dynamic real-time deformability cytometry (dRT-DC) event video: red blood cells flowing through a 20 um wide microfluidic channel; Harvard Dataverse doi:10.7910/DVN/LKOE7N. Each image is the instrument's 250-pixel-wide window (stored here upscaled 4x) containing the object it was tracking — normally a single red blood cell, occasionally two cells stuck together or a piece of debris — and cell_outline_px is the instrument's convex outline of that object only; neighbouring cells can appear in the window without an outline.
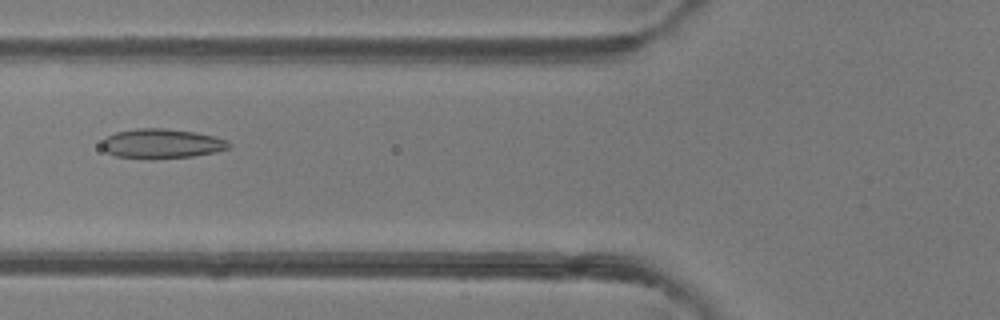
{"species": "common noctule bat (a hibernating species)", "species_latin": "Nyctalus noctula", "temperature_condition": "room temperature", "stored_images_in_passage": 46, "camera_frame_rate_fps": 3000, "um_per_image_px": 0.085, "animal": {"sex": "female"}, "frame": {"image": 1, "passage_image": 19, "time_ms": 6.0, "image_size_px": [1000, 320], "cell_outline_px": [[232, 148], [216, 152], [192, 156], [148, 160], [116, 156], [108, 152], [100, 144], [108, 136], [116, 132], [136, 128], [164, 128], [196, 132], [216, 136], [228, 140], [232, 144]], "centroid_in_image_um": [13.8, 12.21], "position_along_channel_um": 112.0, "area_um2": 22.25}}
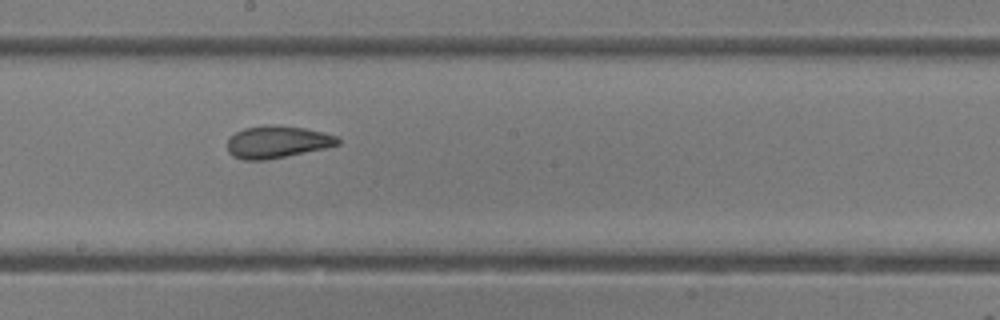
{"frame": {"image": 2, "passage_image": 27, "time_ms": 8.667, "image_size_px": [1000, 320], "cell_outline_px": [[340, 144], [328, 148], [264, 160], [244, 160], [232, 156], [228, 152], [228, 136], [244, 128], [276, 124], [304, 128], [324, 132], [336, 136], [340, 140]], "centroid_in_image_um": [23.57, 12.06], "position_along_channel_um": 224.6, "area_um2": 20.87}}
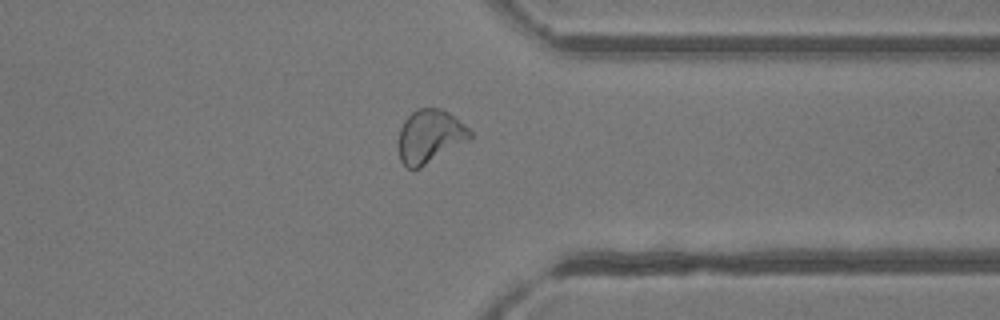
{"frame": {"image": 3, "passage_image": 38, "time_ms": 12.333, "image_size_px": [1000, 320], "cell_outline_px": [[472, 140], [420, 168], [408, 168], [400, 160], [400, 128], [404, 120], [416, 108], [440, 108], [448, 112], [464, 124], [472, 132]], "centroid_in_image_um": [36.59, 11.59], "position_along_channel_um": 374.8, "area_um2": 22.31}, "authors_computed_cell_mechanics": {"area_um2": 22.3975, "velocity_mm_per_s": 4.2059, "shape_relaxation_time_tau1_ms": 11.051, "shape_relaxation_time_tau2_ms": 1.0249, "deformation_change_tau1": 0.2446, "deformation_change_tau2": 0.0664}}